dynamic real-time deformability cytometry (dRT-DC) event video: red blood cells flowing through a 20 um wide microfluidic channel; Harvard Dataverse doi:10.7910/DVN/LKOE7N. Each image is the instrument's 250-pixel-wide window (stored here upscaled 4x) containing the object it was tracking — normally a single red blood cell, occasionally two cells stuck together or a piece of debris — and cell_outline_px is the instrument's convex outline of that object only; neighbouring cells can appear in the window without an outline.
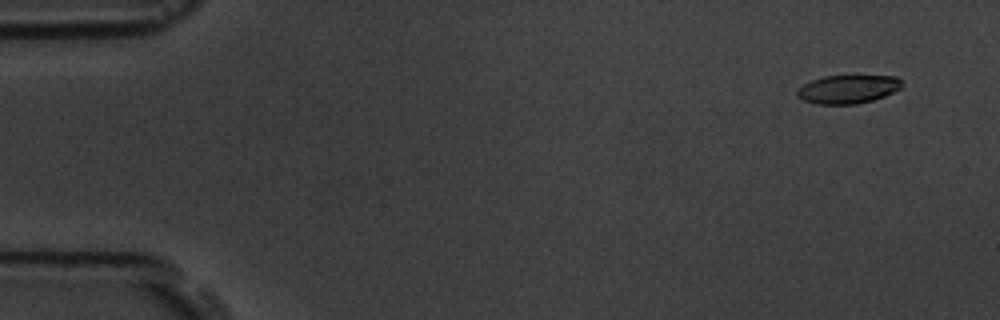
{"species": "common noctule bat (a hibernating species)", "species_latin": "Nyctalus noctula", "temperature_condition": "room temperature", "stored_images_in_passage": 6, "camera_frame_rate_fps": 3000, "um_per_image_px": 0.085, "animal": {"sex": "male", "body_mass_g": 19.5, "forearm_length_mm": 54.6}, "frame": {"image": 1, "passage_image": 1, "time_ms": 0.0, "image_size_px": [1000, 320], "cell_outline_px": [[904, 84], [900, 88], [884, 96], [872, 100], [856, 104], [816, 104], [804, 100], [796, 96], [796, 92], [804, 84], [812, 80], [824, 76], [896, 76]], "centroid_in_image_um": [72.07, 7.58], "position_along_channel_um": 12.9, "area_um2": 17.22}}
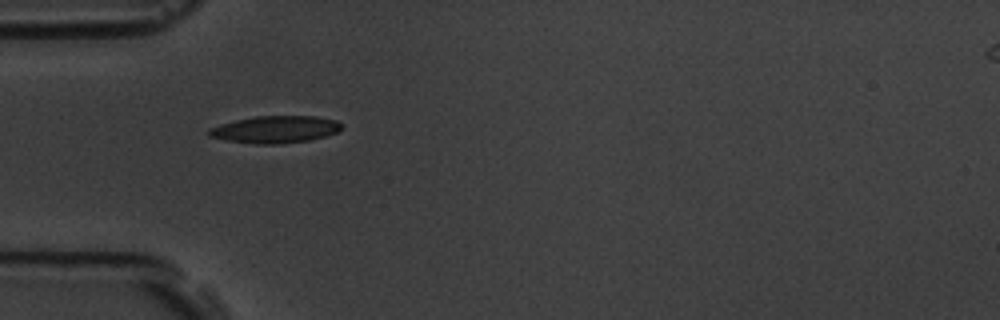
{"frame": {"image": 2, "passage_image": 5, "time_ms": 4.667, "image_size_px": [1000, 320], "cell_outline_px": [[340, 128], [336, 132], [312, 140], [276, 144], [256, 144], [228, 140], [208, 136], [208, 128], [220, 124], [236, 120], [256, 116], [316, 116], [336, 120], [340, 124]], "centroid_in_image_um": [23.37, 11.0], "position_along_channel_um": 61.6, "area_um2": 20.81}}
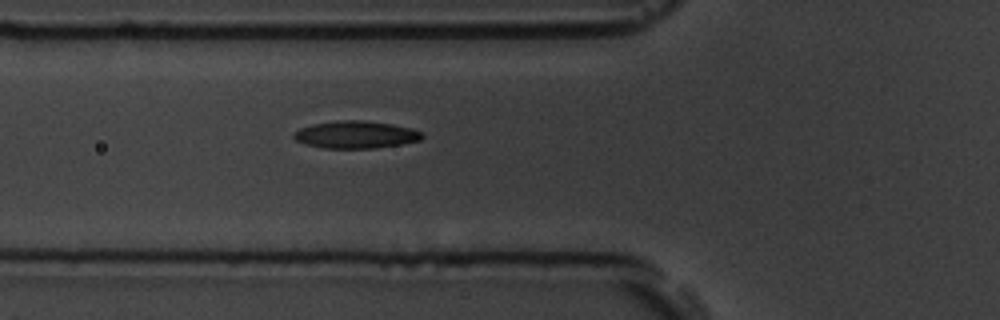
{"frame": {"image": 3, "passage_image": 6, "time_ms": 5.667, "image_size_px": [1000, 320], "cell_outline_px": [[424, 136], [420, 140], [400, 144], [376, 148], [324, 148], [304, 144], [296, 140], [292, 136], [300, 128], [312, 124], [340, 120], [364, 120], [392, 124], [412, 128], [424, 132]], "centroid_in_image_um": [30.27, 11.44], "position_along_channel_um": 95.5, "area_um2": 20.52}}